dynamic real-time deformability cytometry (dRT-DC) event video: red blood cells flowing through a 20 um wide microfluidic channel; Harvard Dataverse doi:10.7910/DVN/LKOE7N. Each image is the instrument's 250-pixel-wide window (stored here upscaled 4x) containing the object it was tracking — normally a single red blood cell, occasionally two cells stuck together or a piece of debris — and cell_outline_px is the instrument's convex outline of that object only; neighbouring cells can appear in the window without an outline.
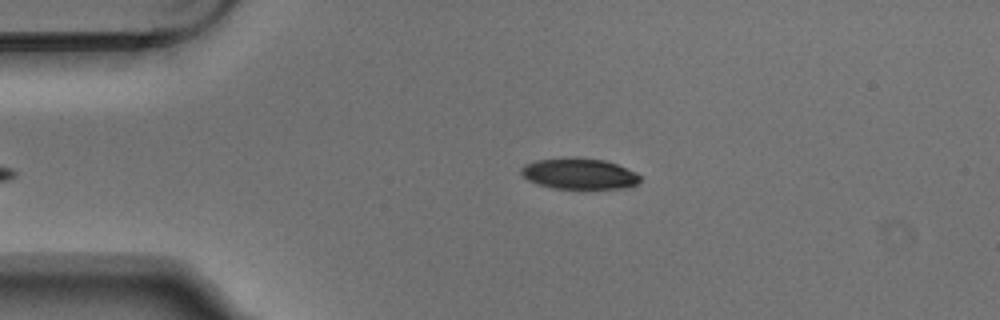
{"species": "Egyptian fruit bat (a non-hibernating species)", "species_latin": "Rousettus aegyptiacus", "temperature_condition": "warm", "stored_images_in_passage": 2, "camera_frame_rate_fps": 3000, "um_per_image_px": 0.085, "animal": {"sex": "male"}, "frame": {"image": 1, "passage_image": 2, "time_ms": 0.333, "image_size_px": [1000, 320], "cell_outline_px": [[640, 180], [636, 184], [628, 188], [552, 188], [536, 184], [528, 180], [520, 172], [520, 168], [524, 164], [536, 160], [572, 156], [604, 160], [616, 164], [636, 172], [640, 176]], "centroid_in_image_um": [49.2, 14.75], "position_along_channel_um": 35.8, "area_um2": 21.62}}